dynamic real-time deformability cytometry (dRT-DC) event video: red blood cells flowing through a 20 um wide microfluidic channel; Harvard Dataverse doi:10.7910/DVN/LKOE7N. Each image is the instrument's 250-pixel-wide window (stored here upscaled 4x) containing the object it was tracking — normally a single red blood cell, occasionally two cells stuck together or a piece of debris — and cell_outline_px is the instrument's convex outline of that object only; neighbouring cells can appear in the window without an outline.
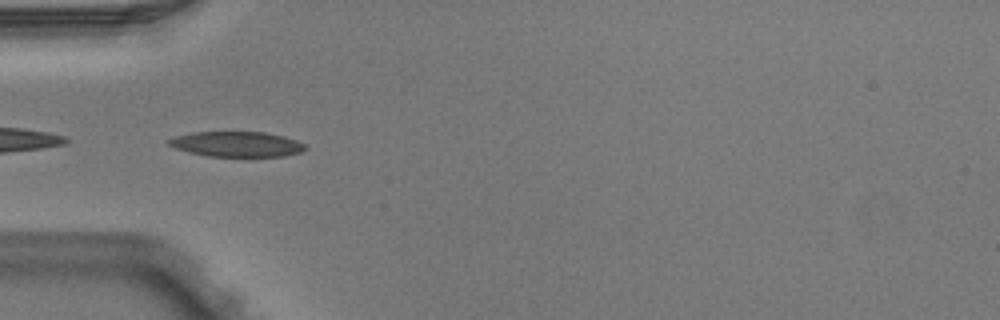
{"species": "Egyptian fruit bat (a non-hibernating species)", "species_latin": "Rousettus aegyptiacus", "temperature_condition": "warm", "stored_images_in_passage": 6, "camera_frame_rate_fps": 3000, "um_per_image_px": 0.085, "animal": {"sex": "male"}, "frame": {"image": 1, "passage_image": 4, "time_ms": 1.0, "image_size_px": [1000, 320], "cell_outline_px": [[308, 148], [300, 152], [284, 156], [208, 156], [188, 152], [176, 148], [168, 144], [168, 140], [172, 136], [192, 132], [264, 132], [284, 136], [296, 140], [304, 144]], "centroid_in_image_um": [20.11, 12.24], "position_along_channel_um": 64.9, "area_um2": 20.06}}
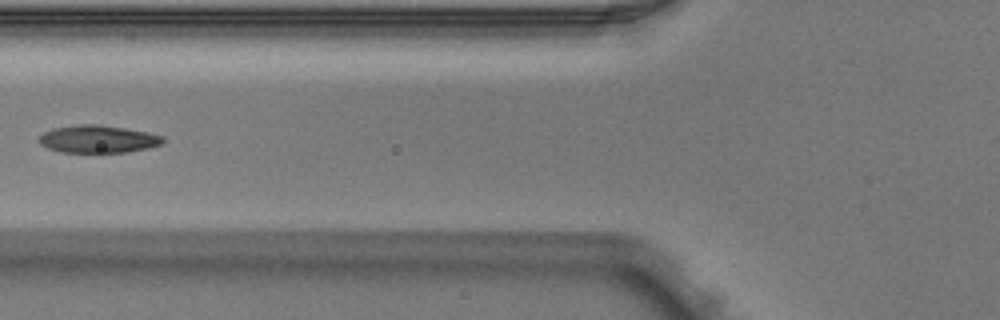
{"frame": {"image": 2, "passage_image": 5, "time_ms": 1.333, "image_size_px": [1000, 320], "cell_outline_px": [[164, 140], [160, 144], [148, 148], [128, 152], [60, 152], [48, 148], [40, 144], [36, 140], [44, 132], [52, 128], [80, 124], [100, 124], [148, 132], [164, 136]], "centroid_in_image_um": [8.3, 11.81], "position_along_channel_um": 117.5, "area_um2": 20.0}}